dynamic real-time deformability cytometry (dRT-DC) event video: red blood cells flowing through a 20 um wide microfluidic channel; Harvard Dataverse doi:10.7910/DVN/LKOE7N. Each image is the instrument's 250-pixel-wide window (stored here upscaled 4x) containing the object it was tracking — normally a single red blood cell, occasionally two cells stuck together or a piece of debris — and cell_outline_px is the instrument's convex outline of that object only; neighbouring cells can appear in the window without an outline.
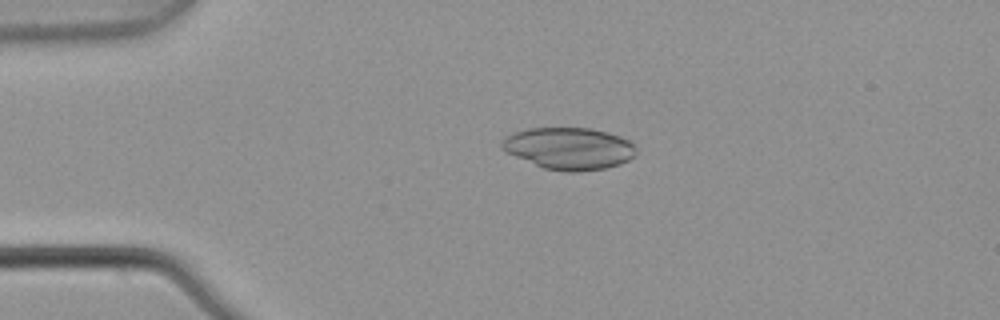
{"species": "common noctule bat (a hibernating species)", "species_latin": "Nyctalus noctula", "temperature_condition": "warm", "stored_images_in_passage": 5, "camera_frame_rate_fps": 3000, "um_per_image_px": 0.085, "animal": {"sex": "male", "body_mass_g": 21.5, "forearm_length_mm": 52.0}, "frame": {"image": 1, "passage_image": 4, "time_ms": 1.0, "image_size_px": [1000, 320], "cell_outline_px": [[636, 156], [620, 164], [604, 168], [576, 172], [564, 172], [544, 168], [516, 156], [500, 148], [500, 140], [504, 136], [512, 132], [528, 128], [588, 128], [608, 132], [620, 136], [628, 140], [636, 148]], "centroid_in_image_um": [48.35, 12.61], "position_along_channel_um": 36.7, "area_um2": 32.95}}